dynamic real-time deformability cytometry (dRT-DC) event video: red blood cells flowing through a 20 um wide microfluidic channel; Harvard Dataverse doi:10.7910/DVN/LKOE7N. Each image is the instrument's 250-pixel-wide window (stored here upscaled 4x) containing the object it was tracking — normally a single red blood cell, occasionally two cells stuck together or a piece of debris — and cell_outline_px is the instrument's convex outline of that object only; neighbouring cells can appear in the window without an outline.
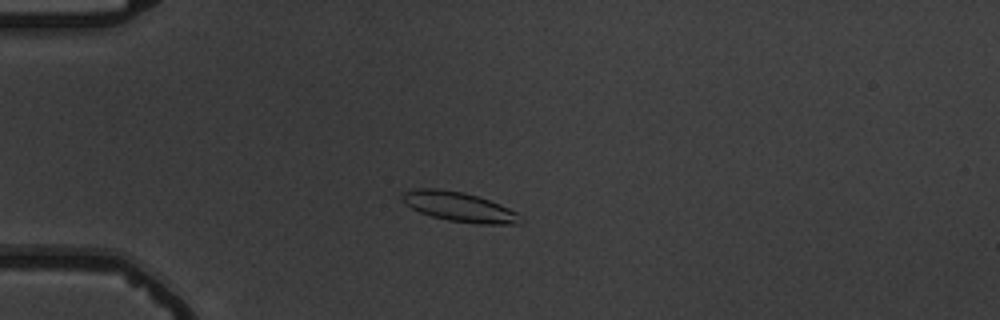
{"species": "common noctule bat (a hibernating species)", "species_latin": "Nyctalus noctula", "temperature_condition": "warm", "stored_images_in_passage": 6, "camera_frame_rate_fps": 3000, "um_per_image_px": 0.085, "animal": {"sex": "male", "body_mass_g": 19.5, "forearm_length_mm": 54.6}, "frame": {"image": 1, "passage_image": 4, "time_ms": 3.333, "image_size_px": [1000, 320], "cell_outline_px": [[524, 220], [520, 224], [476, 224], [448, 220], [432, 216], [420, 212], [404, 204], [400, 196], [404, 192], [416, 188], [436, 188], [464, 192], [500, 204], [524, 216]], "centroid_in_image_um": [39.05, 17.59], "position_along_channel_um": 45.9, "area_um2": 20.52}}